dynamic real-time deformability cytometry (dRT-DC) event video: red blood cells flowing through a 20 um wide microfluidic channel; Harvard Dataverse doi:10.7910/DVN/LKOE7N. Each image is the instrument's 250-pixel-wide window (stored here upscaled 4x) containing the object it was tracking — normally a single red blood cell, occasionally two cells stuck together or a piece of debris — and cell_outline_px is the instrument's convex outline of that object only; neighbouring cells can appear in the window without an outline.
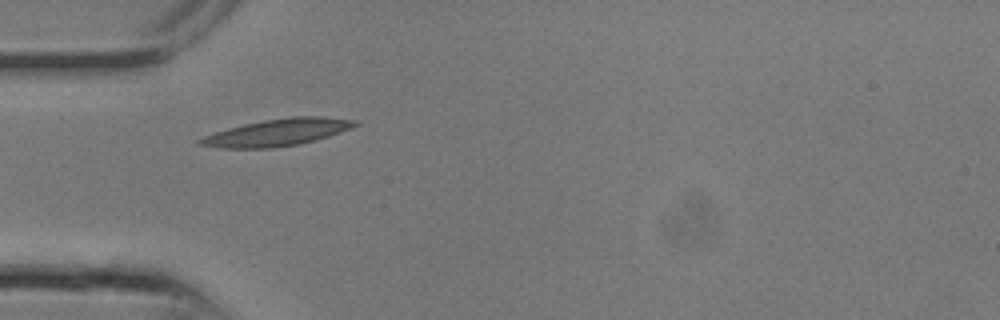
{"species": "common noctule bat (a hibernating species)", "species_latin": "Nyctalus noctula", "temperature_condition": "room temperature", "stored_images_in_passage": 17, "camera_frame_rate_fps": 3000, "um_per_image_px": 0.085, "animal": {"sex": "male", "body_mass_g": 13.3}, "frame": {"image": 1, "passage_image": 1, "time_ms": 0.0, "image_size_px": [1000, 320], "cell_outline_px": [[360, 124], [352, 128], [316, 140], [296, 144], [272, 148], [220, 148], [196, 144], [196, 140], [204, 136], [228, 128], [244, 124], [264, 120], [288, 116], [320, 116], [360, 120]], "centroid_in_image_um": [23.6, 11.24], "position_along_channel_um": 61.4, "area_um2": 24.45}}
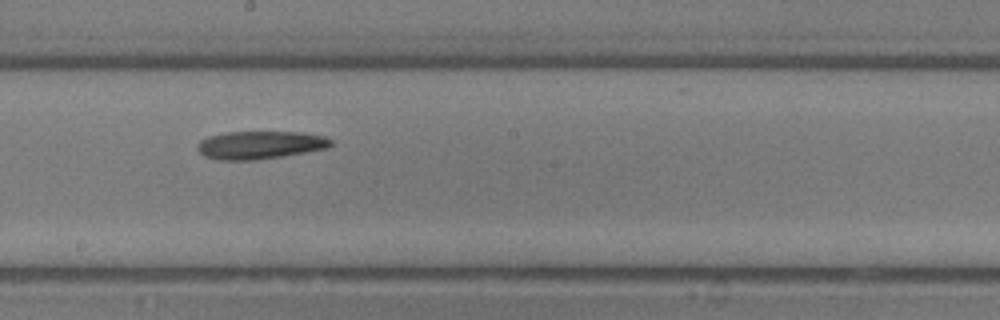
{"frame": {"image": 2, "passage_image": 7, "time_ms": 2.0, "image_size_px": [1000, 320], "cell_outline_px": [[332, 144], [328, 148], [284, 156], [256, 160], [216, 160], [204, 156], [196, 148], [196, 144], [200, 140], [208, 136], [224, 132], [304, 132], [324, 136], [332, 140]], "centroid_in_image_um": [22.08, 12.32], "position_along_channel_um": 226.1, "area_um2": 22.02}}
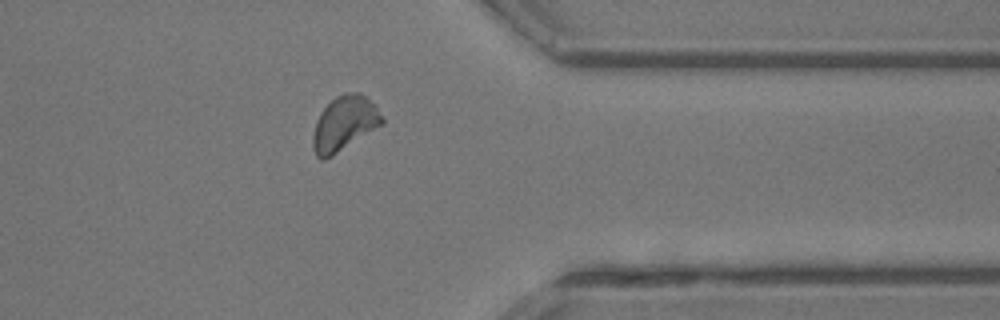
{"frame": {"image": 3, "passage_image": 13, "time_ms": 4.0, "image_size_px": [1000, 320], "cell_outline_px": [[384, 120], [380, 124], [332, 156], [324, 160], [320, 160], [316, 156], [312, 148], [312, 136], [316, 120], [320, 112], [336, 96], [344, 92], [360, 92], [376, 108]], "centroid_in_image_um": [29.19, 10.5], "position_along_channel_um": 382.2, "area_um2": 21.5}}